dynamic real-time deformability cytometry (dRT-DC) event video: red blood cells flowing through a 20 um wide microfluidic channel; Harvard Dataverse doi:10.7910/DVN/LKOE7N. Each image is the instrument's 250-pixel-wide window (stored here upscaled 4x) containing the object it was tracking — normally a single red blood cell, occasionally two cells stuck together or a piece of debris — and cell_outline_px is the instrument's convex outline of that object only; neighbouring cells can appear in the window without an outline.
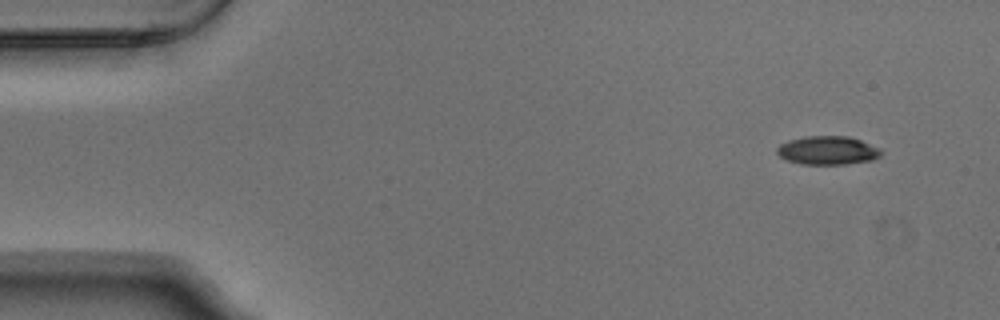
{"species": "Egyptian fruit bat (a non-hibernating species)", "species_latin": "Rousettus aegyptiacus", "temperature_condition": "warm", "stored_images_in_passage": 5, "camera_frame_rate_fps": 3000, "um_per_image_px": 0.085, "animal": {"sex": "male"}, "frame": {"image": 1, "passage_image": 1, "time_ms": 0.0, "image_size_px": [1000, 320], "cell_outline_px": [[884, 152], [880, 156], [872, 160], [848, 164], [800, 164], [788, 160], [780, 156], [776, 152], [776, 148], [780, 144], [788, 140], [804, 136], [848, 136], [860, 140], [880, 148]], "centroid_in_image_um": [70.36, 12.78], "position_along_channel_um": 14.6, "area_um2": 17.46}}
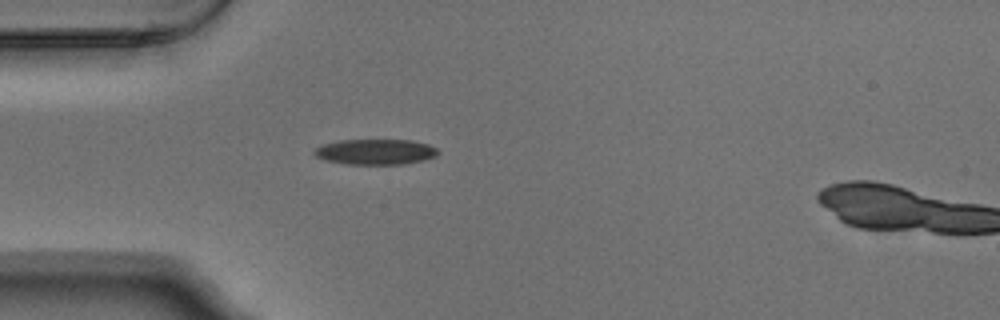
{"frame": {"image": 2, "passage_image": 4, "time_ms": 1.0, "image_size_px": [1000, 320], "cell_outline_px": [[440, 152], [436, 156], [424, 160], [404, 164], [344, 164], [324, 160], [316, 156], [312, 152], [316, 148], [324, 144], [340, 140], [412, 140], [428, 144], [436, 148]], "centroid_in_image_um": [31.92, 12.91], "position_along_channel_um": 53.1, "area_um2": 18.44}}